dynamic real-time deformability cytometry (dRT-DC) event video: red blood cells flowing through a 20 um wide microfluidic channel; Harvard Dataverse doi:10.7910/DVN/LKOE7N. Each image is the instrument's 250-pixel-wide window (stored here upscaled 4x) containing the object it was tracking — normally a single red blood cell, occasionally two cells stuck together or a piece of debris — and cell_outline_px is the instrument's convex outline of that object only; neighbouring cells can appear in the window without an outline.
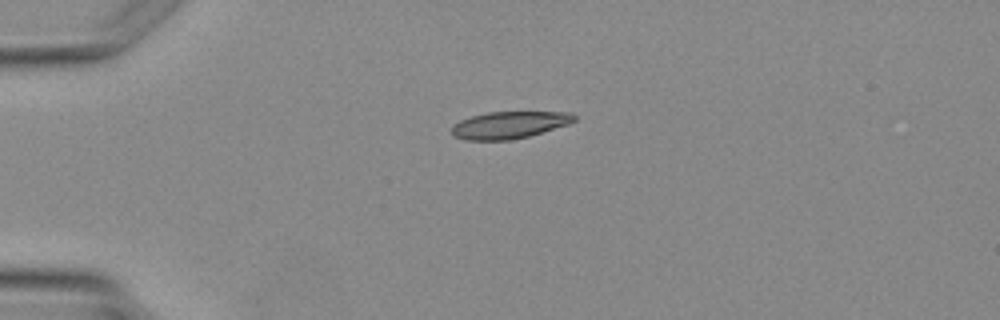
{"species": "Egyptian fruit bat (a non-hibernating species)", "species_latin": "Rousettus aegyptiacus", "temperature_condition": "warm", "stored_images_in_passage": 2, "camera_frame_rate_fps": 3000, "um_per_image_px": 0.085, "animal": {"sex": "female"}, "frame": {"image": 1, "passage_image": 1, "time_ms": 0.0, "image_size_px": [1000, 320], "cell_outline_px": [[576, 120], [568, 124], [528, 136], [512, 140], [464, 140], [456, 136], [452, 132], [452, 124], [460, 120], [472, 116], [488, 112], [572, 112], [576, 116]], "centroid_in_image_um": [43.29, 10.62], "position_along_channel_um": 41.7, "area_um2": 19.25}}